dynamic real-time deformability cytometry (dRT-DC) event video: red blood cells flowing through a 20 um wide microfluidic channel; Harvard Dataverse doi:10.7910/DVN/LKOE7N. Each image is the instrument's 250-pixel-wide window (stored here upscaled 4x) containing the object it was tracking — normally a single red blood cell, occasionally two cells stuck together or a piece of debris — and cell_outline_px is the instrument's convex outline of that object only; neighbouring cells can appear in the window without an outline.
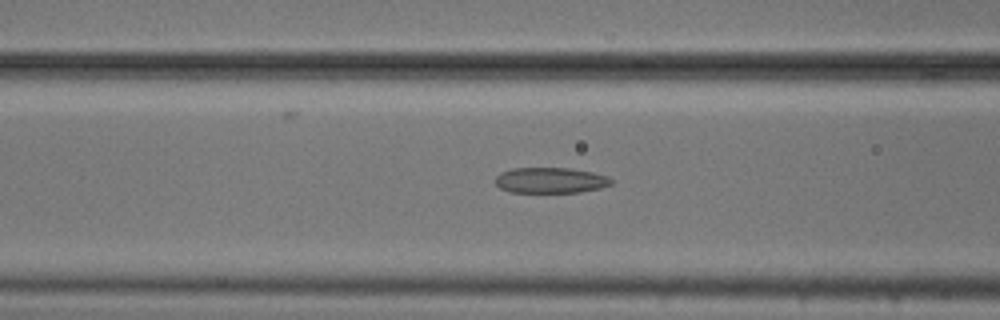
{"species": "common noctule bat (a hibernating species)", "species_latin": "Nyctalus noctula", "temperature_condition": "cold", "stored_images_in_passage": 19, "camera_frame_rate_fps": 3000, "um_per_image_px": 0.085, "animal": {"sex": "male", "body_mass_g": 20.5, "forearm_length_mm": 52.5}, "frame": {"image": 1, "passage_image": 14, "time_ms": 4.333, "image_size_px": [1000, 320], "cell_outline_px": [[612, 184], [600, 188], [580, 192], [508, 192], [500, 188], [496, 184], [496, 176], [500, 172], [512, 168], [568, 168], [592, 172], [608, 176], [612, 180]], "centroid_in_image_um": [46.78, 15.32], "position_along_channel_um": 119.8, "area_um2": 17.34}}